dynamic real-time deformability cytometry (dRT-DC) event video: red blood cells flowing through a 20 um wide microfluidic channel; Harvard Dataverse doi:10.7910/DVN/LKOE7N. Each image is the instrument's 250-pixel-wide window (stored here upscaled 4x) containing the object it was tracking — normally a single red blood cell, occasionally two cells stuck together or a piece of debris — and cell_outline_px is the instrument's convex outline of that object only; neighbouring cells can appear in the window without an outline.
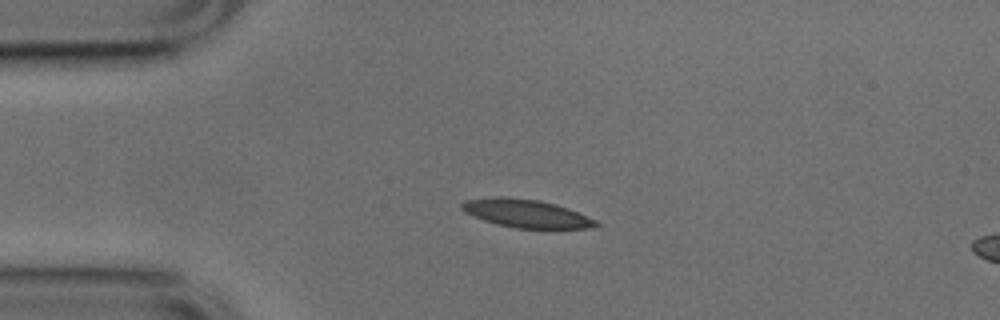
{"species": "common noctule bat (a hibernating species)", "species_latin": "Nyctalus noctula", "temperature_condition": "cold", "stored_images_in_passage": 9, "camera_frame_rate_fps": 3000, "um_per_image_px": 0.085, "animal": {"sex": "male", "body_mass_g": 17.9, "forearm_length_mm": 54.2}, "frame": {"image": 1, "passage_image": 1, "time_ms": 0.0, "image_size_px": [1000, 320], "cell_outline_px": [[600, 224], [584, 228], [516, 228], [496, 224], [484, 220], [464, 212], [460, 208], [460, 204], [464, 200], [500, 196], [540, 200], [556, 204], [568, 208], [596, 220]], "centroid_in_image_um": [44.67, 18.13], "position_along_channel_um": 40.3, "area_um2": 21.85}}